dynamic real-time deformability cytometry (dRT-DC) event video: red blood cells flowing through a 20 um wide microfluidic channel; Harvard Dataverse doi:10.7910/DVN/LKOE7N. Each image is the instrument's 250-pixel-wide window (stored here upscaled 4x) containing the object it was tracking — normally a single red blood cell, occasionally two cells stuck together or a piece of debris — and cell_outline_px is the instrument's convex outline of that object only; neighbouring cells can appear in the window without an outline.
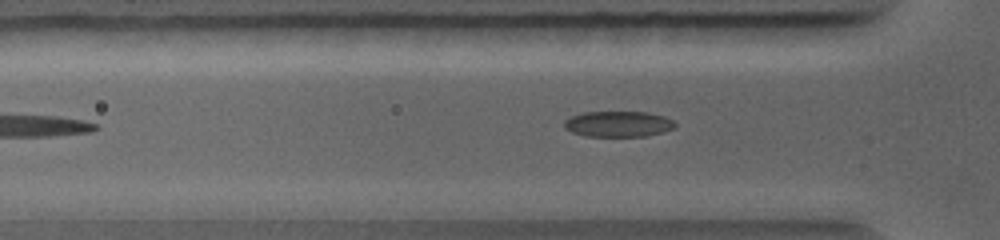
{"species": "common noctule bat (a hibernating species)", "species_latin": "Nyctalus noctula", "temperature_condition": "warm", "stored_images_in_passage": 64, "camera_frame_rate_fps": 5000, "um_per_image_px": 0.085, "animal": {"sex": "female", "body_mass_g": 19.0, "forearm_length_mm": 56.7}, "frame": {"image": 1, "passage_image": 13, "time_ms": 2.4, "image_size_px": [1000, 240], "cell_outline_px": [[676, 128], [664, 132], [644, 136], [588, 136], [572, 132], [564, 128], [564, 120], [572, 116], [584, 112], [648, 112], [664, 116], [672, 120], [676, 124]], "centroid_in_image_um": [52.57, 10.54], "position_along_channel_um": 73.2, "area_um2": 16.65}}
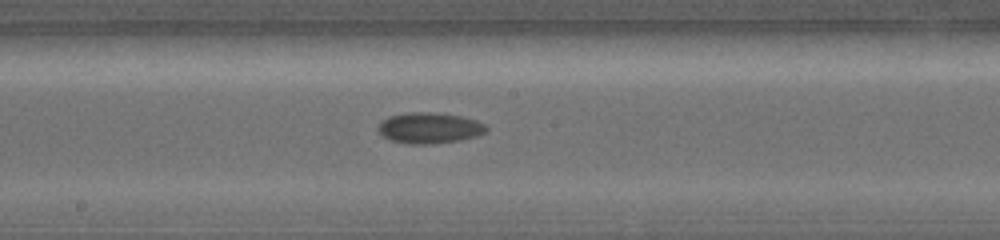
{"frame": {"image": 2, "passage_image": 27, "time_ms": 5.2, "image_size_px": [1000, 240], "cell_outline_px": [[488, 128], [484, 132], [476, 136], [460, 140], [416, 144], [412, 144], [392, 140], [384, 136], [380, 132], [380, 124], [388, 116], [404, 112], [436, 112], [464, 116], [476, 120], [484, 124]], "centroid_in_image_um": [36.53, 10.84], "position_along_channel_um": 211.7, "area_um2": 19.13}}
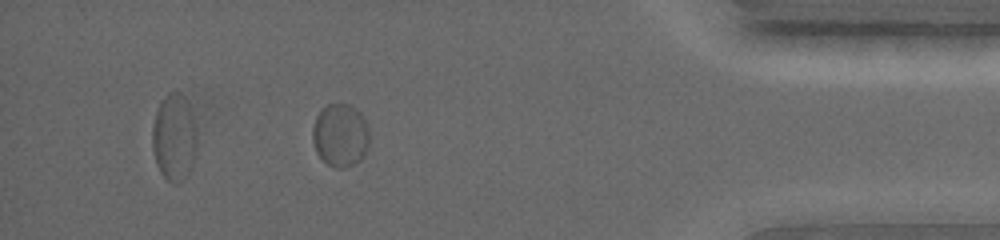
{"frame": {"image": 3, "passage_image": 51, "time_ms": 10.0, "image_size_px": [1000, 240], "cell_outline_px": [[368, 144], [364, 152], [352, 164], [340, 168], [328, 164], [316, 152], [312, 140], [312, 128], [316, 116], [328, 104], [348, 104], [356, 108], [364, 116], [368, 128]], "centroid_in_image_um": [28.9, 11.44], "position_along_channel_um": 406.3, "area_um2": 20.46}}